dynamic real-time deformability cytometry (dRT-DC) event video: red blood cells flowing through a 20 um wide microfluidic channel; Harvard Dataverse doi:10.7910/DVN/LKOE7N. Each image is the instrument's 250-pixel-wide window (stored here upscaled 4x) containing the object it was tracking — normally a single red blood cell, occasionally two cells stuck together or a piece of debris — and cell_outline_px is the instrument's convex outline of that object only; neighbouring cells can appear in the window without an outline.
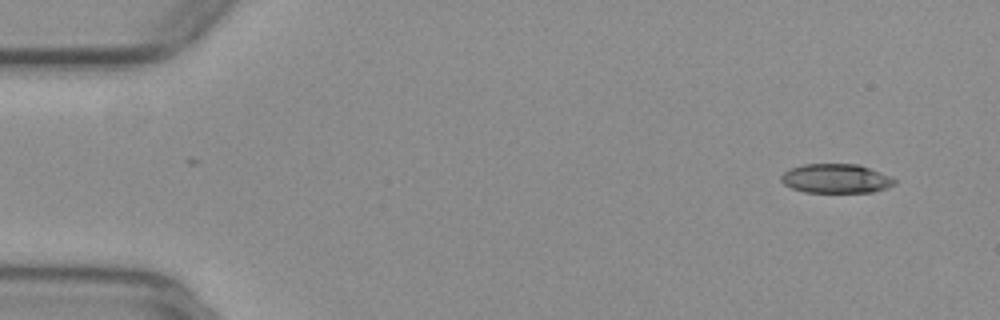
{"species": "common noctule bat (a hibernating species)", "species_latin": "Nyctalus noctula", "temperature_condition": "warm", "stored_images_in_passage": 8, "camera_frame_rate_fps": 3000, "um_per_image_px": 0.085, "animal": {"sex": "female", "body_mass_g": 29.2, "forearm_length_mm": 56.3}, "frame": {"image": 1, "passage_image": 1, "time_ms": 0.0, "image_size_px": [1000, 320], "cell_outline_px": [[896, 184], [888, 188], [872, 192], [804, 192], [792, 188], [784, 184], [780, 180], [780, 176], [784, 172], [792, 168], [804, 164], [856, 164], [892, 176], [896, 180]], "centroid_in_image_um": [71.07, 15.18], "position_along_channel_um": 13.9, "area_um2": 19.31}}